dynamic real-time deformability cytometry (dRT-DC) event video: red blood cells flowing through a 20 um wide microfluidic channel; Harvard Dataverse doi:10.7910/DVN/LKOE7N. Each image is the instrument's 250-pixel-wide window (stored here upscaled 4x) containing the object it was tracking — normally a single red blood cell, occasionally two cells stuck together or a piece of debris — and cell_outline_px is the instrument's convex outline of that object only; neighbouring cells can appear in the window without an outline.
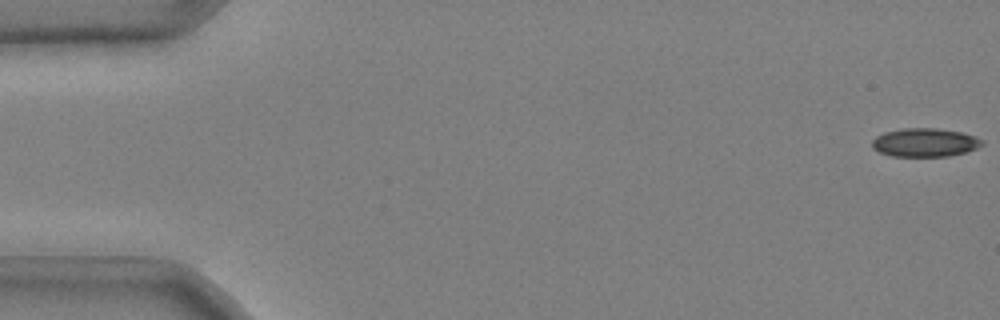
{"species": "common noctule bat (a hibernating species)", "species_latin": "Nyctalus noctula", "temperature_condition": "cold", "stored_images_in_passage": 50, "camera_frame_rate_fps": 3000, "um_per_image_px": 0.085, "animal": {"sex": "male", "body_mass_g": 20.4}, "frame": {"image": 1, "passage_image": 1, "time_ms": 0.0, "image_size_px": [1000, 320], "cell_outline_px": [[984, 144], [976, 148], [964, 152], [948, 156], [892, 156], [880, 152], [872, 148], [872, 140], [876, 136], [884, 132], [904, 128], [936, 128], [960, 132], [976, 136], [984, 140]], "centroid_in_image_um": [78.61, 12.1], "position_along_channel_um": 6.4, "area_um2": 18.26}}
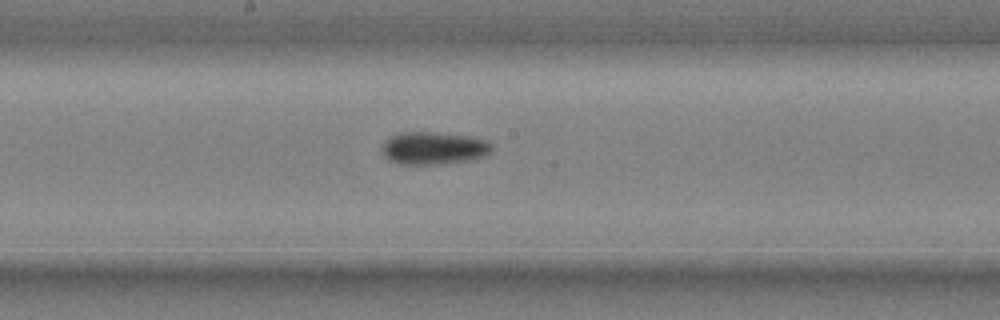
{"frame": {"image": 2, "passage_image": 29, "time_ms": 9.333, "image_size_px": [1000, 320], "cell_outline_px": [[492, 152], [488, 156], [476, 160], [444, 164], [396, 164], [388, 160], [384, 156], [380, 148], [384, 140], [400, 132], [436, 132], [472, 136], [488, 140], [492, 144]], "centroid_in_image_um": [36.9, 12.6], "position_along_channel_um": 211.3, "area_um2": 21.68}}
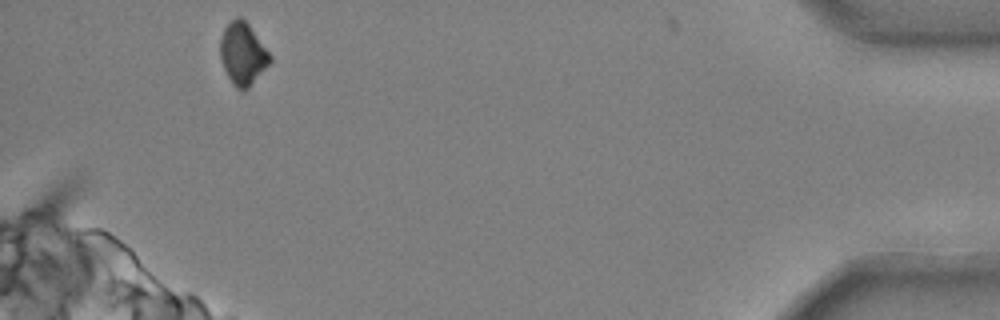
{"frame": {"image": 3, "passage_image": 50, "time_ms": 16.333, "image_size_px": [1000, 320], "cell_outline_px": [[272, 60], [248, 88], [244, 92], [236, 88], [232, 84], [224, 68], [220, 56], [220, 36], [224, 28], [236, 16], [240, 16], [248, 24], [272, 56]], "centroid_in_image_um": [20.62, 4.57], "position_along_channel_um": 414.6, "area_um2": 17.92}, "authors_computed_cell_mechanics": {"area_um2": 19.5653, "velocity_mm_per_s": 3.6984, "shape_relaxation_time_tau1_ms": 3.8362, "shape_relaxation_time_tau2_ms": null, "deformation_change_tau1": 0.0923, "deformation_change_tau2": null}}